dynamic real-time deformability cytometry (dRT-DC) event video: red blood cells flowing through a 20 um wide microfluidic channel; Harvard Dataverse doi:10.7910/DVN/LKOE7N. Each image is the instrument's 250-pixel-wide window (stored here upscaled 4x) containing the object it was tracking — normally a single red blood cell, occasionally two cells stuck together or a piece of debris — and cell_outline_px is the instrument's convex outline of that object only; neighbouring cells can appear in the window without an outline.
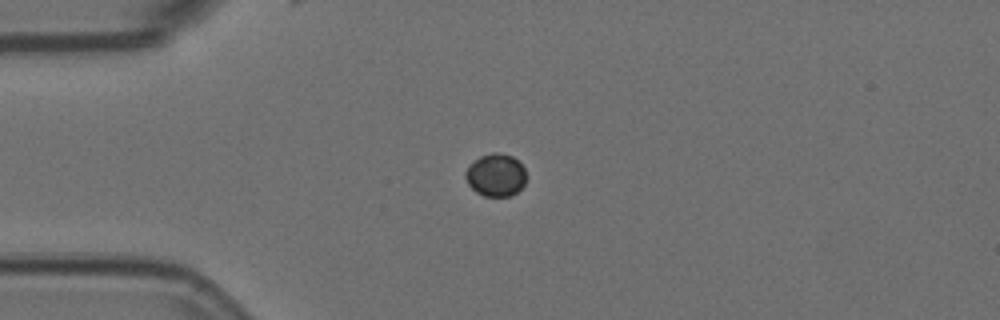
{"species": "Egyptian fruit bat (a non-hibernating species)", "species_latin": "Rousettus aegyptiacus", "temperature_condition": "room temperature", "stored_images_in_passage": 44, "camera_frame_rate_fps": 3000, "um_per_image_px": 0.085, "animal": {"sex": "female"}, "frame": {"image": 1, "passage_image": 1, "time_ms": 0.0, "image_size_px": [1000, 320], "cell_outline_px": [[524, 184], [512, 196], [484, 196], [476, 192], [468, 184], [464, 176], [464, 172], [468, 164], [480, 156], [492, 152], [496, 152], [512, 156], [524, 168]], "centroid_in_image_um": [42.08, 14.87], "position_along_channel_um": 42.9, "area_um2": 15.09}}
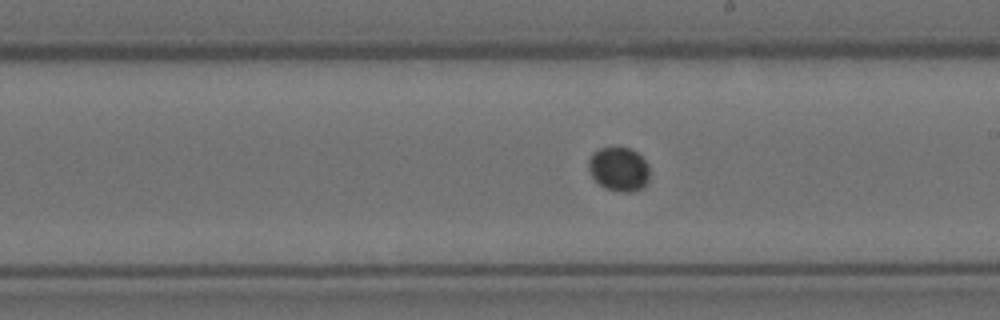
{"frame": {"image": 2, "passage_image": 19, "time_ms": 6.0, "image_size_px": [1000, 320], "cell_outline_px": [[648, 184], [644, 188], [632, 192], [620, 192], [604, 188], [592, 176], [588, 168], [588, 160], [592, 152], [600, 148], [628, 148], [636, 152], [648, 164]], "centroid_in_image_um": [52.6, 14.4], "position_along_channel_um": 236.4, "area_um2": 15.72}}
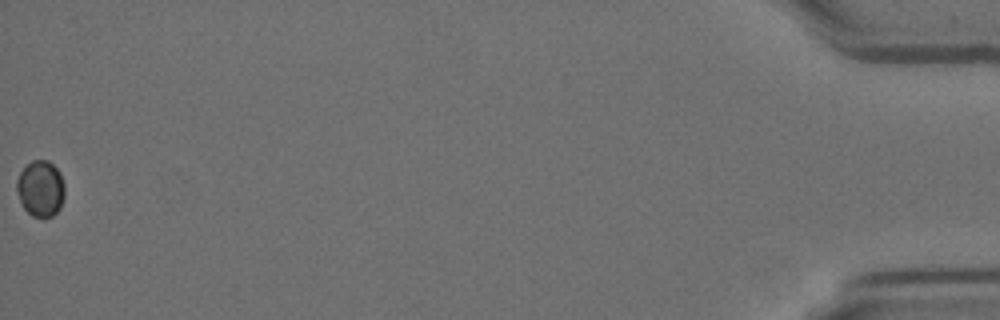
{"frame": {"image": 3, "passage_image": 44, "time_ms": 14.333, "image_size_px": [1000, 320], "cell_outline_px": [[64, 196], [60, 208], [52, 216], [32, 216], [24, 208], [16, 192], [16, 180], [20, 172], [32, 160], [48, 160], [60, 172], [64, 184]], "centroid_in_image_um": [3.44, 16.01], "position_along_channel_um": 431.8, "area_um2": 15.61}}